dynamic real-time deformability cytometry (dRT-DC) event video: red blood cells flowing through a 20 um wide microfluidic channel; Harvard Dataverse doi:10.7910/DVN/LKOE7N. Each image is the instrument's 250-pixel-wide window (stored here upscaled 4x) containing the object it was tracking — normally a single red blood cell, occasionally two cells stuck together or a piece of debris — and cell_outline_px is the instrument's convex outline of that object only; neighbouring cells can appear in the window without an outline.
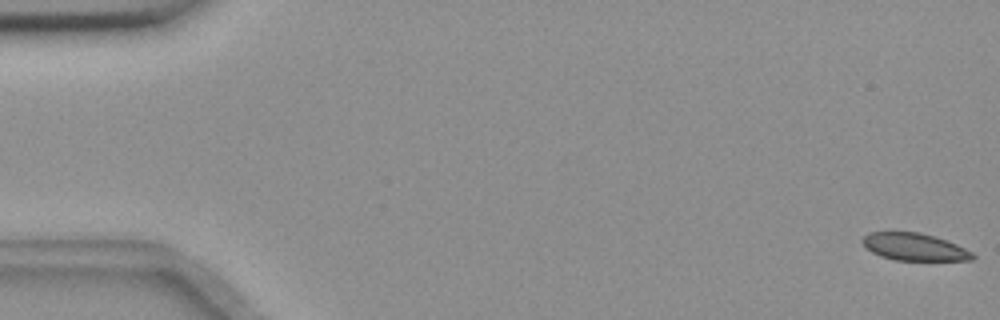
{"species": "common noctule bat (a hibernating species)", "species_latin": "Nyctalus noctula", "temperature_condition": "room temperature", "stored_images_in_passage": 56, "camera_frame_rate_fps": 3000, "um_per_image_px": 0.085, "animal": {"sex": "female", "body_mass_g": 18.4}, "frame": {"image": 1, "passage_image": 1, "time_ms": 0.0, "image_size_px": [1000, 320], "cell_outline_px": [[976, 256], [972, 260], [896, 260], [880, 256], [872, 252], [860, 240], [868, 232], [920, 232], [956, 244], [972, 252]], "centroid_in_image_um": [77.7, 20.99], "position_along_channel_um": 7.3, "area_um2": 17.34}}
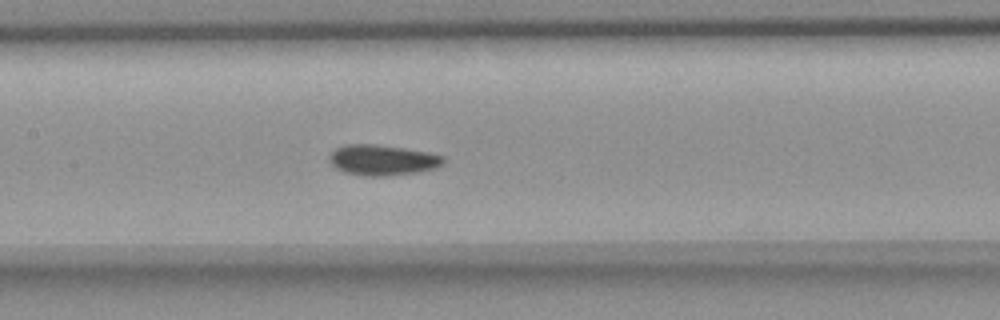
{"frame": {"image": 2, "passage_image": 27, "time_ms": 8.667, "image_size_px": [1000, 320], "cell_outline_px": [[444, 164], [436, 168], [416, 172], [384, 176], [364, 176], [344, 172], [336, 168], [328, 160], [328, 156], [336, 148], [344, 144], [376, 144], [404, 148], [428, 152], [444, 156]], "centroid_in_image_um": [32.49, 13.6], "position_along_channel_um": 174.9, "area_um2": 20.4}}
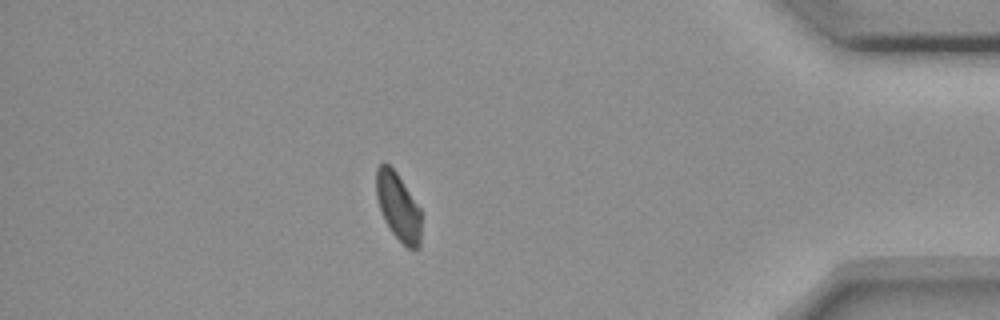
{"frame": {"image": 3, "passage_image": 49, "time_ms": 16.0, "image_size_px": [1000, 320], "cell_outline_px": [[420, 248], [408, 248], [392, 232], [384, 220], [376, 196], [376, 168], [380, 164], [388, 164], [396, 172], [420, 208]], "centroid_in_image_um": [33.84, 17.56], "position_along_channel_um": 401.4, "area_um2": 17.4}, "authors_computed_cell_mechanics": {"area_um2": 19.363, "velocity_mm_per_s": 3.6398, "shape_relaxation_time_tau1_ms": null, "shape_relaxation_time_tau2_ms": 3.4782, "deformation_change_tau1": null, "deformation_change_tau2": 0.0486}}